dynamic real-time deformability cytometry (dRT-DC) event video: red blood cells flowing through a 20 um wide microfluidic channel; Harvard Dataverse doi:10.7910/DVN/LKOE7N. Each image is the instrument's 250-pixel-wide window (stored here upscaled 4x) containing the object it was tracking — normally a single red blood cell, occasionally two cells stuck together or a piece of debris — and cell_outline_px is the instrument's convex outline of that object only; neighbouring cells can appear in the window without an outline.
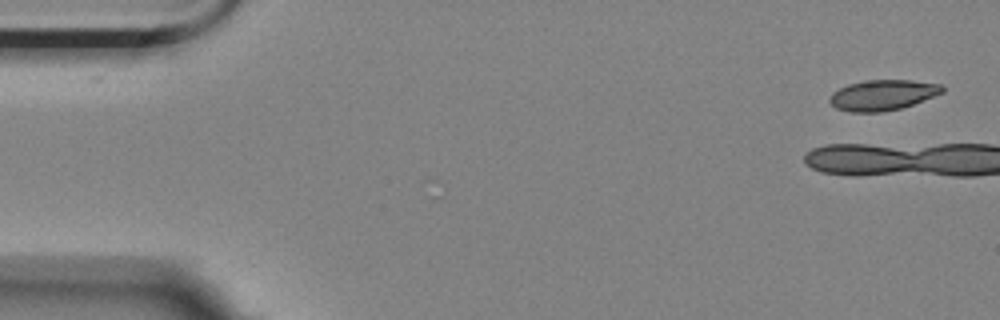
{"species": "Egyptian fruit bat (a non-hibernating species)", "species_latin": "Rousettus aegyptiacus", "temperature_condition": "room temperature", "stored_images_in_passage": 4, "camera_frame_rate_fps": 3000, "um_per_image_px": 0.085, "animal": {"sex": "female"}, "frame": {"image": 1, "passage_image": 4, "time_ms": 1.0, "image_size_px": [1000, 320], "cell_outline_px": [[944, 92], [912, 104], [900, 108], [884, 112], [848, 112], [836, 108], [828, 100], [832, 92], [848, 84], [864, 80], [912, 80], [940, 84], [944, 88]], "centroid_in_image_um": [75.0, 8.08], "position_along_channel_um": 10.0, "area_um2": 20.0}}